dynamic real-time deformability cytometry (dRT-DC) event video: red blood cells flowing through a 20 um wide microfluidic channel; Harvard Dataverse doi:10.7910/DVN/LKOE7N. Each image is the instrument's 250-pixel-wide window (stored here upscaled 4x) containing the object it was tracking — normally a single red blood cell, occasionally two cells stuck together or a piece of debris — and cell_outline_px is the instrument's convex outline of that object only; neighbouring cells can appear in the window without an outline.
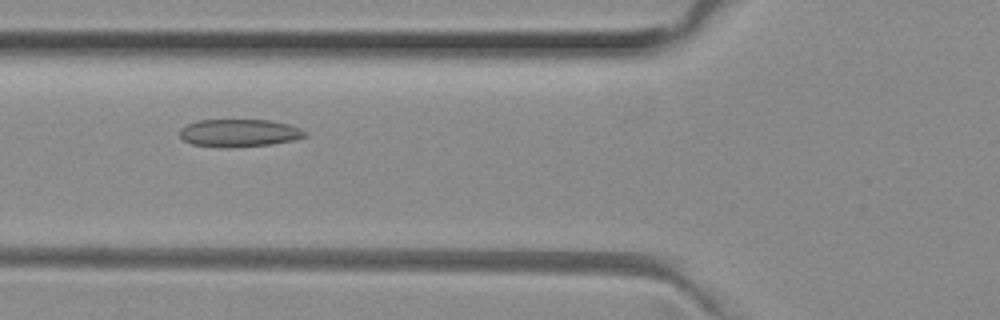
{"species": "common noctule bat (a hibernating species)", "species_latin": "Nyctalus noctula", "temperature_condition": "room temperature", "stored_images_in_passage": 45, "camera_frame_rate_fps": 3000, "um_per_image_px": 0.085, "animal": {"sex": "female", "body_mass_g": 29.2, "forearm_length_mm": 56.3}, "frame": {"image": 1, "passage_image": 13, "time_ms": 4.0, "image_size_px": [1000, 320], "cell_outline_px": [[308, 136], [292, 140], [272, 144], [232, 148], [228, 148], [192, 144], [184, 140], [180, 136], [180, 128], [196, 120], [268, 120], [288, 124], [300, 128], [308, 132]], "centroid_in_image_um": [20.35, 11.3], "position_along_channel_um": 105.5, "area_um2": 20.29}}
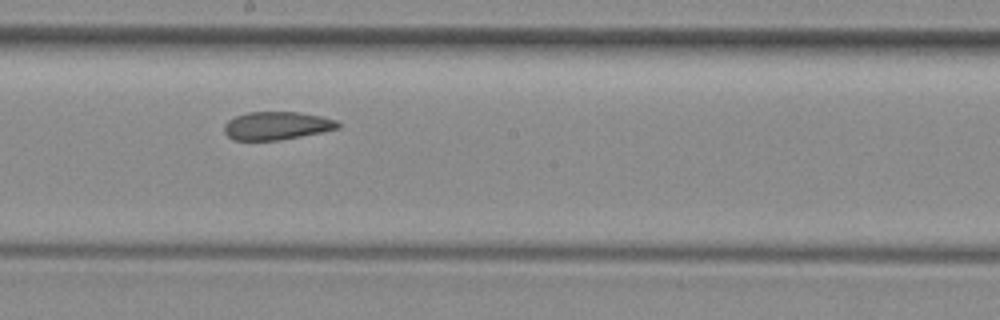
{"frame": {"image": 2, "passage_image": 22, "time_ms": 7.0, "image_size_px": [1000, 320], "cell_outline_px": [[340, 128], [300, 136], [276, 140], [232, 140], [224, 132], [224, 124], [228, 120], [236, 116], [248, 112], [300, 112], [320, 116], [336, 120], [340, 124]], "centroid_in_image_um": [23.5, 10.68], "position_along_channel_um": 224.7, "area_um2": 18.5}}
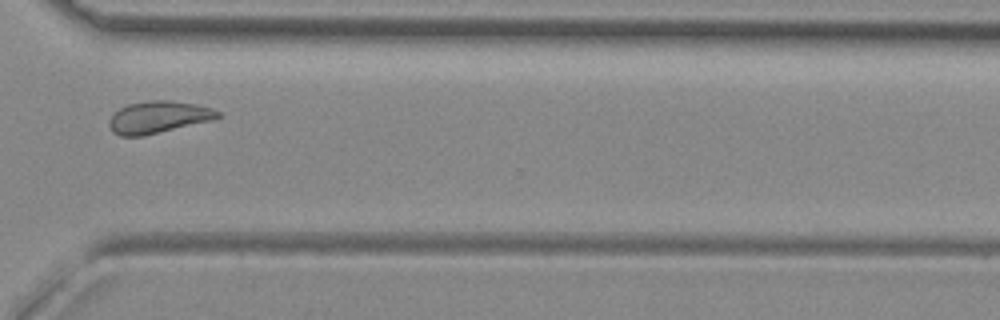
{"frame": {"image": 3, "passage_image": 32, "time_ms": 10.333, "image_size_px": [1000, 320], "cell_outline_px": [[220, 116], [208, 120], [144, 136], [120, 136], [112, 132], [108, 124], [108, 120], [120, 108], [128, 104], [148, 100], [168, 100], [196, 104], [212, 108], [220, 112]], "centroid_in_image_um": [13.4, 9.95], "position_along_channel_um": 357.2, "area_um2": 20.0}, "authors_computed_cell_mechanics": {"area_um2": 20.1722, "velocity_mm_per_s": 3.9741, "shape_relaxation_time_tau1_ms": null, "shape_relaxation_time_tau2_ms": 2.7858, "deformation_change_tau1": null, "deformation_change_tau2": 0.0866}}